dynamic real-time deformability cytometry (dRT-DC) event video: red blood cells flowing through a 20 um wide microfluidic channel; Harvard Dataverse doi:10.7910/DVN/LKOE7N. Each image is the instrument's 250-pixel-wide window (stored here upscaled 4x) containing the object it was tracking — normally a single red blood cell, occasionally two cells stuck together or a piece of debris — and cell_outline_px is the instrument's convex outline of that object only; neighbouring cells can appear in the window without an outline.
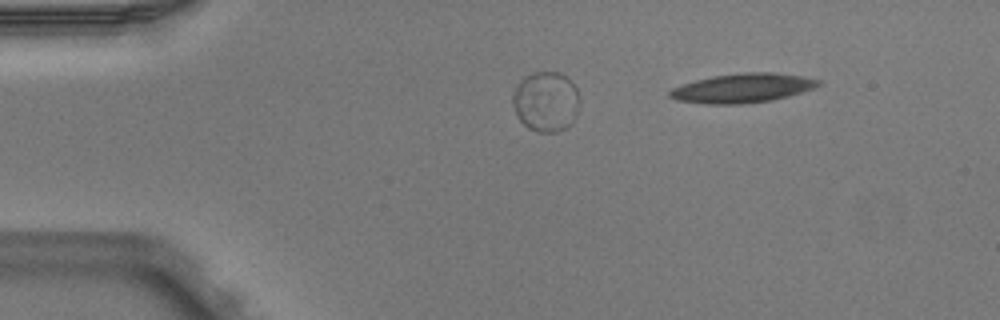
{"species": "Egyptian fruit bat (a non-hibernating species)", "species_latin": "Rousettus aegyptiacus", "temperature_condition": "warm", "stored_images_in_passage": 3, "segment_of_instrument_passage": [1, 2], "camera_frame_rate_fps": 3000, "um_per_image_px": 0.085, "animal": {"sex": "male"}, "frame": {"image": 1, "passage_image": 1, "time_ms": 0.0, "image_size_px": [1000, 320], "cell_outline_px": [[820, 84], [812, 88], [788, 96], [768, 100], [740, 104], [708, 104], [676, 100], [668, 96], [668, 92], [672, 88], [696, 80], [712, 76], [744, 72], [776, 72], [804, 76], [820, 80]], "centroid_in_image_um": [63.09, 7.48], "position_along_channel_um": 21.9, "area_um2": 25.09}}
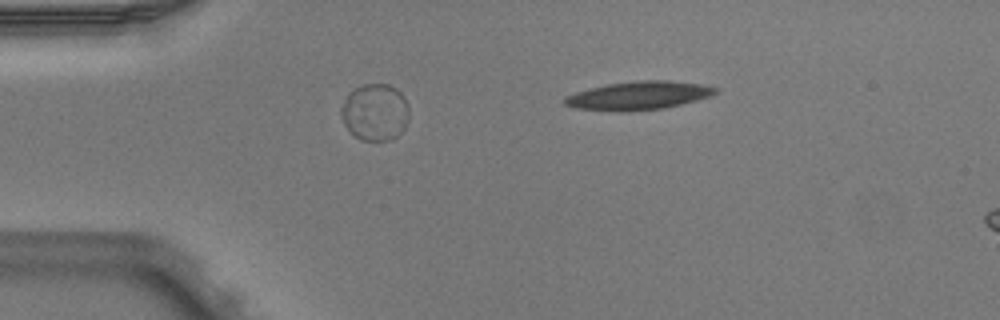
{"frame": {"image": 2, "passage_image": 2, "time_ms": 0.333, "image_size_px": [1000, 320], "cell_outline_px": [[408, 120], [404, 128], [392, 140], [360, 140], [344, 124], [340, 112], [340, 108], [344, 100], [356, 88], [364, 84], [388, 84], [396, 88], [404, 96], [408, 104]], "centroid_in_image_um": [31.89, 9.53], "position_along_channel_um": 53.1, "area_um2": 22.37}}